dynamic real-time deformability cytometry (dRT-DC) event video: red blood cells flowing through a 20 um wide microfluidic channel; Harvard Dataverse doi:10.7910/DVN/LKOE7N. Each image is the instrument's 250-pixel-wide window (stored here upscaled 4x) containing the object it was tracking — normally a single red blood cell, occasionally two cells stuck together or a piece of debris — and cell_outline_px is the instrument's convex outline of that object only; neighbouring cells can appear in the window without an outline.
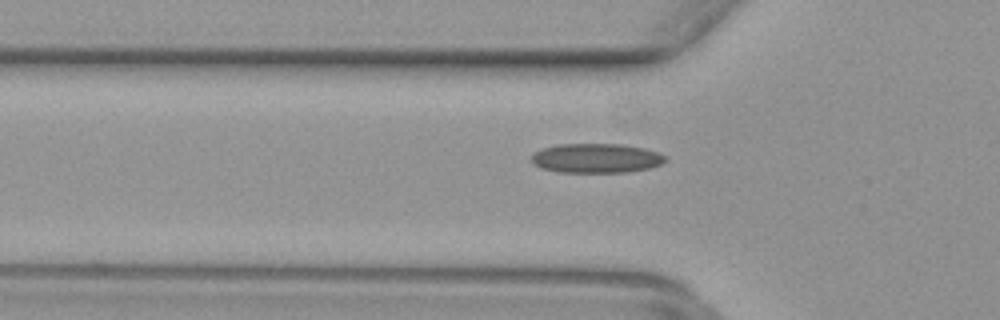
{"species": "common noctule bat (a hibernating species)", "species_latin": "Nyctalus noctula", "temperature_condition": "warm", "stored_images_in_passage": 34, "camera_frame_rate_fps": 3000, "um_per_image_px": 0.085, "animal": {"sex": "female", "body_mass_g": 29.2, "forearm_length_mm": 56.3}, "frame": {"image": 1, "passage_image": 6, "time_ms": 1.667, "image_size_px": [1000, 320], "cell_outline_px": [[664, 160], [660, 164], [648, 168], [628, 172], [560, 172], [540, 168], [532, 164], [532, 156], [536, 152], [544, 148], [556, 144], [624, 144], [644, 148], [656, 152], [664, 156]], "centroid_in_image_um": [50.64, 13.44], "position_along_channel_um": 75.2, "area_um2": 22.77}}
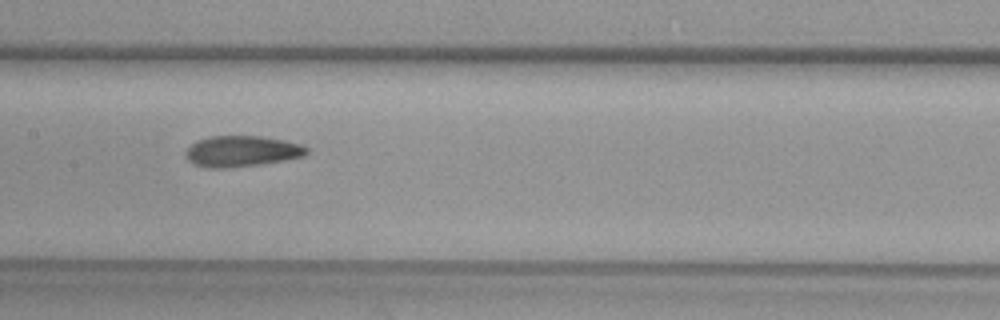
{"frame": {"image": 2, "passage_image": 14, "time_ms": 4.333, "image_size_px": [1000, 320], "cell_outline_px": [[308, 152], [304, 156], [284, 160], [260, 164], [228, 168], [204, 168], [192, 164], [184, 156], [184, 152], [196, 140], [208, 136], [260, 136], [284, 140], [300, 144], [308, 148]], "centroid_in_image_um": [20.49, 12.86], "position_along_channel_um": 186.9, "area_um2": 22.02}}
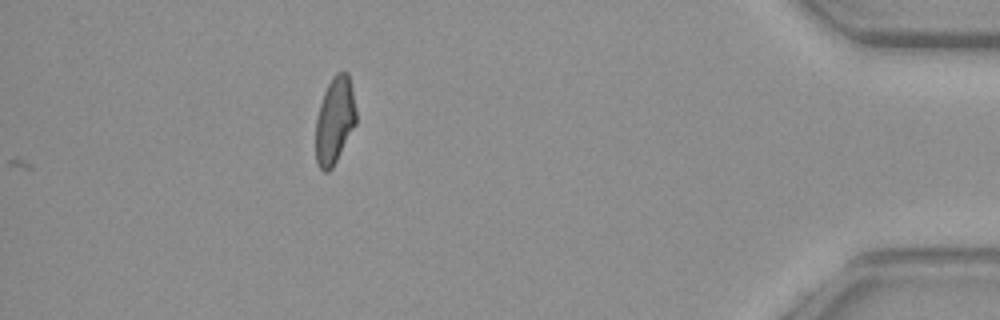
{"frame": {"image": 3, "passage_image": 34, "time_ms": 11.0, "image_size_px": [1000, 320], "cell_outline_px": [[356, 124], [332, 168], [328, 172], [324, 172], [316, 164], [316, 116], [324, 92], [332, 76], [336, 72], [348, 72], [352, 88], [356, 108]], "centroid_in_image_um": [28.45, 10.23], "position_along_channel_um": 406.8, "area_um2": 20.52}}